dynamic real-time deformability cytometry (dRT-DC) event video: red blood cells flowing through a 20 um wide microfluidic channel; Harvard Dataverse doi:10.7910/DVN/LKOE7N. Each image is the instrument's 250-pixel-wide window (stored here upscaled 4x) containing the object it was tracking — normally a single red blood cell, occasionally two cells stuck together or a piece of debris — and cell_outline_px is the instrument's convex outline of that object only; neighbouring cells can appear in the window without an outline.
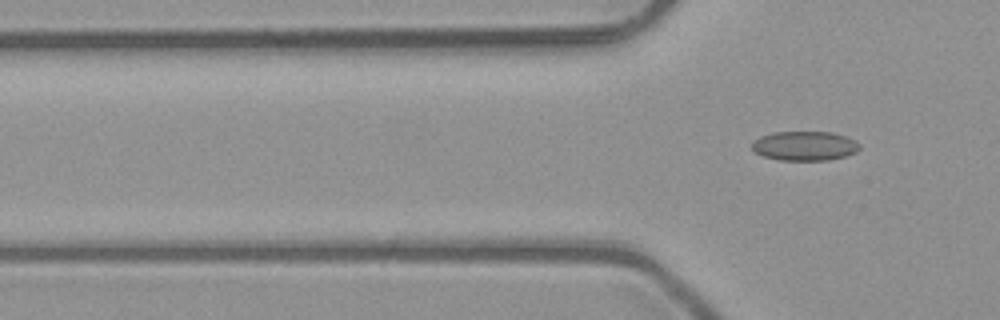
{"species": "common noctule bat (a hibernating species)", "species_latin": "Nyctalus noctula", "temperature_condition": "room temperature", "stored_images_in_passage": 6, "camera_frame_rate_fps": 3000, "um_per_image_px": 0.085, "animal": {"sex": "male", "body_mass_g": 23.1, "forearm_length_mm": 52.7}, "frame": {"image": 1, "passage_image": 6, "time_ms": 1.667, "image_size_px": [1000, 320], "cell_outline_px": [[860, 148], [856, 152], [844, 156], [828, 160], [780, 160], [764, 156], [756, 152], [752, 148], [752, 144], [760, 136], [772, 132], [832, 132], [856, 140], [860, 144]], "centroid_in_image_um": [68.42, 12.39], "position_along_channel_um": 57.4, "area_um2": 18.32}}